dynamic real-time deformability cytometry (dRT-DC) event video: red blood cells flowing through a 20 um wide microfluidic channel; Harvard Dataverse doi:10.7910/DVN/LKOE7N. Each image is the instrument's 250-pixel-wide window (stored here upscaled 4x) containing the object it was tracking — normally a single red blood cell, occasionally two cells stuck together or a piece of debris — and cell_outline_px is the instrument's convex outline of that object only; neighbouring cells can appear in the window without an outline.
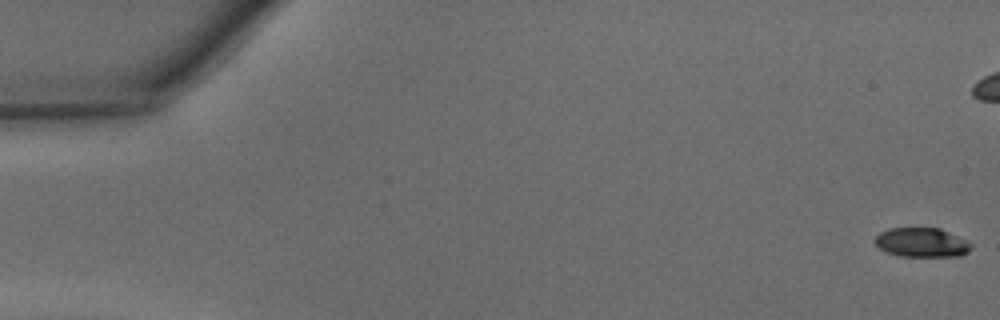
{"species": "common noctule bat (a hibernating species)", "species_latin": "Nyctalus noctula", "temperature_condition": "warm", "stored_images_in_passage": 45, "camera_frame_rate_fps": 3000, "um_per_image_px": 0.085, "animal": {"sex": "male", "body_mass_g": 15.6}, "frame": {"image": 1, "passage_image": 1, "time_ms": 0.0, "image_size_px": [1000, 320], "cell_outline_px": [[972, 248], [968, 252], [960, 256], [900, 256], [884, 252], [872, 240], [880, 232], [888, 228], [940, 228], [972, 244]], "centroid_in_image_um": [78.3, 20.61], "position_along_channel_um": 6.7, "area_um2": 16.42}}
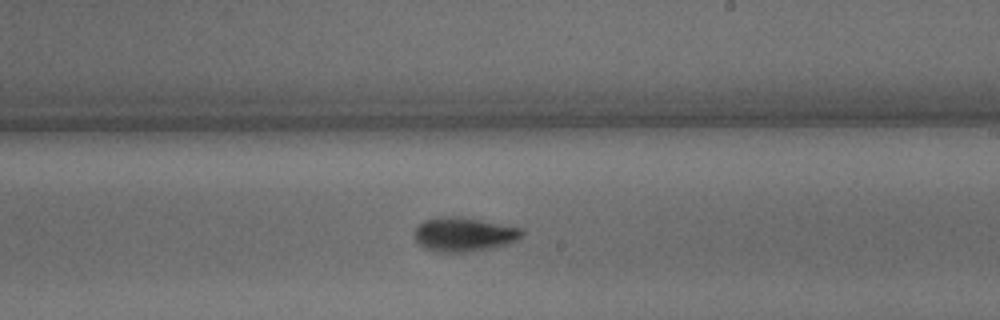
{"frame": {"image": 2, "passage_image": 28, "time_ms": 9.0, "image_size_px": [1000, 320], "cell_outline_px": [[524, 236], [516, 240], [492, 248], [472, 252], [436, 252], [424, 248], [416, 240], [416, 228], [424, 220], [440, 216], [476, 220], [524, 228]], "centroid_in_image_um": [39.45, 19.95], "position_along_channel_um": 249.5, "area_um2": 20.98}}
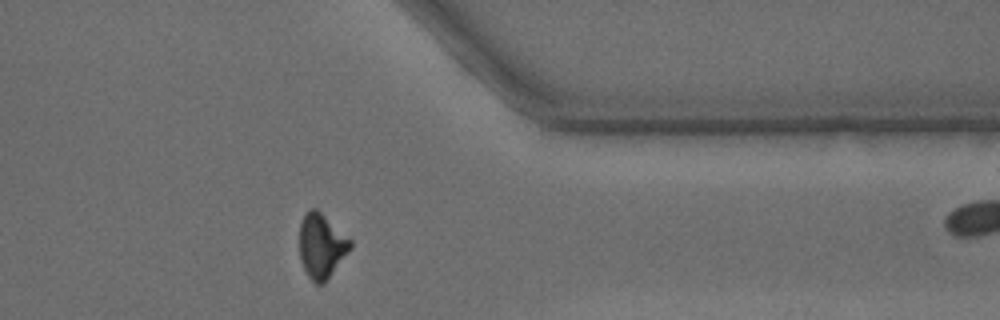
{"frame": {"image": 3, "passage_image": 38, "time_ms": 12.333, "image_size_px": [1000, 320], "cell_outline_px": [[352, 248], [324, 284], [316, 284], [308, 276], [300, 260], [300, 220], [304, 212], [312, 208], [316, 208], [352, 240]], "centroid_in_image_um": [27.33, 20.89], "position_along_channel_um": 384.1, "area_um2": 19.25}}